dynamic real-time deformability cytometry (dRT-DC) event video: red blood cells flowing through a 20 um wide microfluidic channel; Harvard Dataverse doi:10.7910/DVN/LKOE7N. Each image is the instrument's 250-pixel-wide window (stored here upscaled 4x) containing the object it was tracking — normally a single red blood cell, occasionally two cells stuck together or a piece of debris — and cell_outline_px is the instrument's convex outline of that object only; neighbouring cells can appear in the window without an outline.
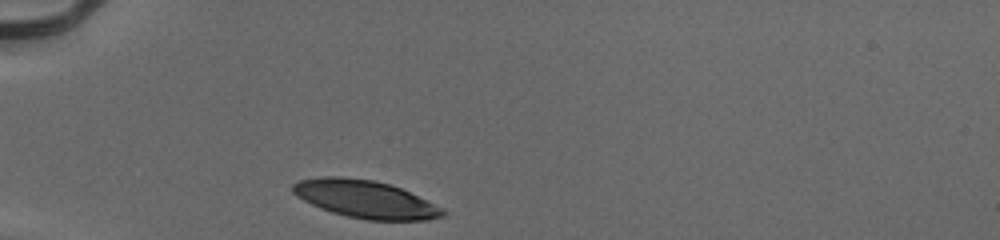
{"species": "human", "species_latin": "Homo sapiens", "temperature_condition": "cold", "stored_images_in_passage": 29, "camera_frame_rate_fps": 3000, "um_per_image_px": 0.085, "donor": {"sex": "male"}, "frame": {"image": 1, "passage_image": 1, "time_ms": 0.0, "image_size_px": [1000, 240], "cell_outline_px": [[448, 212], [444, 216], [428, 220], [368, 220], [348, 216], [332, 212], [320, 208], [296, 196], [292, 192], [292, 184], [300, 180], [320, 176], [340, 176], [372, 180], [388, 184], [400, 188], [444, 208]], "centroid_in_image_um": [31.06, 16.93], "position_along_channel_um": 53.9, "area_um2": 32.83}}
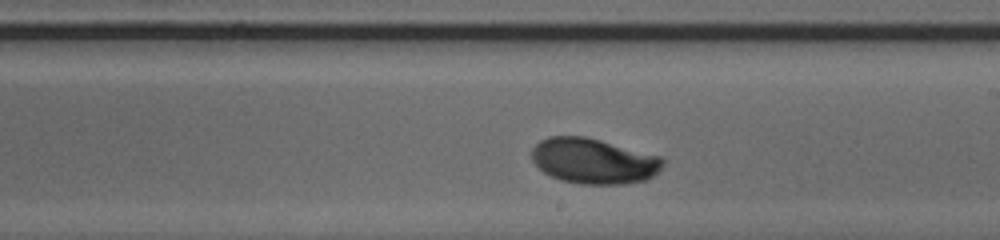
{"frame": {"image": 2, "passage_image": 17, "time_ms": 5.333, "image_size_px": [1000, 240], "cell_outline_px": [[664, 164], [652, 176], [644, 180], [624, 184], [580, 184], [560, 180], [544, 172], [532, 160], [532, 148], [540, 140], [548, 136], [584, 136], [600, 140], [660, 156], [664, 160]], "centroid_in_image_um": [50.43, 13.68], "position_along_channel_um": 238.6, "area_um2": 34.51}}
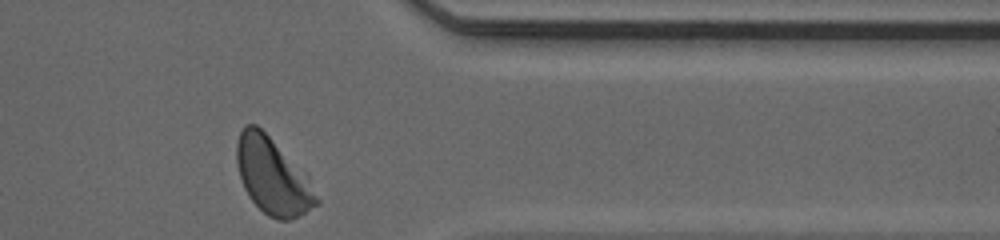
{"frame": {"image": 3, "passage_image": 29, "time_ms": 9.333, "image_size_px": [1000, 240], "cell_outline_px": [[320, 204], [288, 220], [276, 220], [268, 216], [248, 196], [244, 188], [236, 164], [236, 144], [240, 132], [244, 124], [256, 124], [308, 176], [320, 200]], "centroid_in_image_um": [23.16, 14.99], "position_along_channel_um": 388.2, "area_um2": 35.08}, "authors_computed_cell_mechanics": {"area_um2": 34.3332, "velocity_mm_per_s": 3.9017, "shape_relaxation_time_tau1_ms": 3.2528, "shape_relaxation_time_tau2_ms": null, "deformation_change_tau1": 0.1749, "deformation_change_tau2": null}}